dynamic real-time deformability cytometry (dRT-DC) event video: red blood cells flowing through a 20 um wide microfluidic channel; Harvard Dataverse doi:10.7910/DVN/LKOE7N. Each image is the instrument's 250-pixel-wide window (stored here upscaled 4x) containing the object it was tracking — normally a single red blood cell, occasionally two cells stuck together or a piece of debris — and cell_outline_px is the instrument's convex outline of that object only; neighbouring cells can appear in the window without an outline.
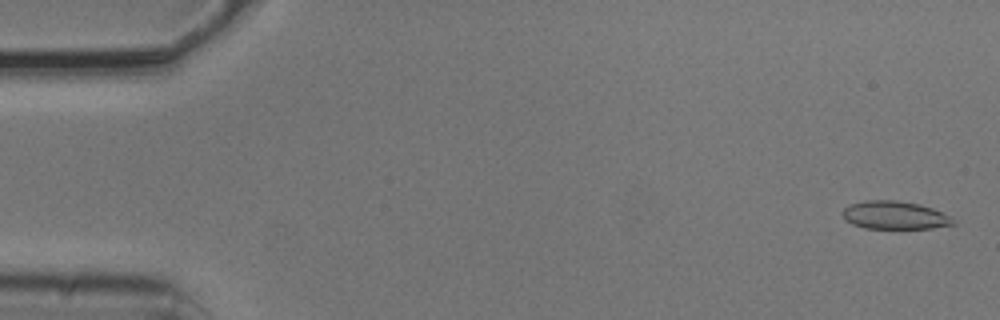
{"species": "common noctule bat (a hibernating species)", "species_latin": "Nyctalus noctula", "temperature_condition": "cold", "stored_images_in_passage": 5, "camera_frame_rate_fps": 3000, "um_per_image_px": 0.085, "animal": {"sex": "male", "body_mass_g": 20.5, "forearm_length_mm": 52.5}, "frame": {"image": 1, "passage_image": 1, "time_ms": 0.0, "image_size_px": [1000, 320], "cell_outline_px": [[956, 224], [932, 228], [864, 228], [852, 224], [844, 220], [840, 212], [848, 204], [864, 200], [896, 200], [920, 204], [932, 208], [956, 220]], "centroid_in_image_um": [75.99, 18.28], "position_along_channel_um": 9.0, "area_um2": 18.26}}
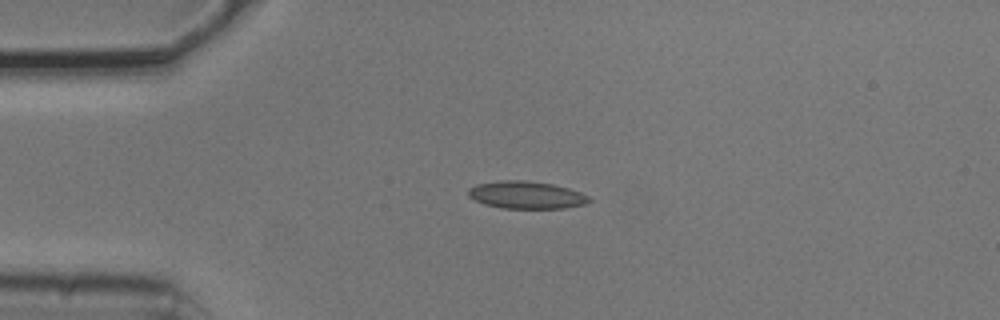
{"frame": {"image": 2, "passage_image": 4, "time_ms": 1.0, "image_size_px": [1000, 320], "cell_outline_px": [[592, 200], [584, 204], [564, 208], [504, 208], [484, 204], [468, 196], [468, 188], [476, 184], [500, 180], [524, 180], [552, 184], [568, 188], [580, 192], [588, 196]], "centroid_in_image_um": [44.72, 16.56], "position_along_channel_um": 40.3, "area_um2": 19.25}}